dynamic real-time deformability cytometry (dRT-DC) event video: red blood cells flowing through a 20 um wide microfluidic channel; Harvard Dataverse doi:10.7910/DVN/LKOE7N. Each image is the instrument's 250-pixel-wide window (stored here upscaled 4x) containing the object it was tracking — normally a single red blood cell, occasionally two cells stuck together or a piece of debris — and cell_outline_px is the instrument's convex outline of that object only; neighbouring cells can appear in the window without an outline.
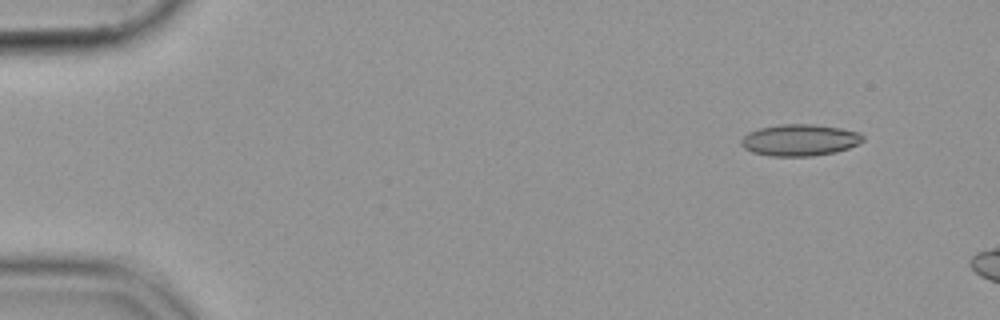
{"species": "common noctule bat (a hibernating species)", "species_latin": "Nyctalus noctula", "temperature_condition": "cold", "stored_images_in_passage": 11, "camera_frame_rate_fps": 3000, "um_per_image_px": 0.085, "animal": {"sex": "female", "body_mass_g": 19.9}, "frame": {"image": 1, "passage_image": 1, "time_ms": 0.0, "image_size_px": [1000, 320], "cell_outline_px": [[864, 140], [848, 148], [832, 152], [808, 156], [772, 156], [752, 152], [744, 148], [740, 144], [740, 140], [748, 132], [760, 128], [780, 124], [812, 124], [840, 128], [860, 132], [864, 136]], "centroid_in_image_um": [67.95, 11.89], "position_along_channel_um": 17.0, "area_um2": 22.25}}